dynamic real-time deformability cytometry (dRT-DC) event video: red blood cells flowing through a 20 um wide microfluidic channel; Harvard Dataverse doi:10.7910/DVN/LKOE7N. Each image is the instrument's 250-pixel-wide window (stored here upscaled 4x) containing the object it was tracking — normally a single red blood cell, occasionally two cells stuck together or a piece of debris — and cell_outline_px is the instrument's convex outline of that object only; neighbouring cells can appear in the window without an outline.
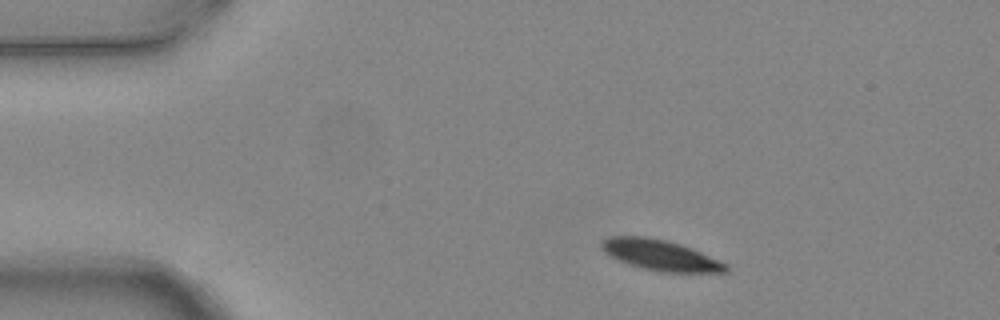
{"species": "common noctule bat (a hibernating species)", "species_latin": "Nyctalus noctula", "temperature_condition": "warm", "stored_images_in_passage": 3, "camera_frame_rate_fps": 3000, "um_per_image_px": 0.085, "animal": {"sex": "female", "body_mass_g": 24.6, "forearm_length_mm": 56.2}, "frame": {"image": 1, "passage_image": 1, "time_ms": 0.0, "image_size_px": [1000, 320], "cell_outline_px": [[728, 272], [660, 272], [640, 268], [628, 264], [604, 252], [600, 248], [600, 244], [608, 236], [648, 236], [668, 240], [692, 248], [728, 264]], "centroid_in_image_um": [56.13, 21.68], "position_along_channel_um": 28.9, "area_um2": 22.31}}
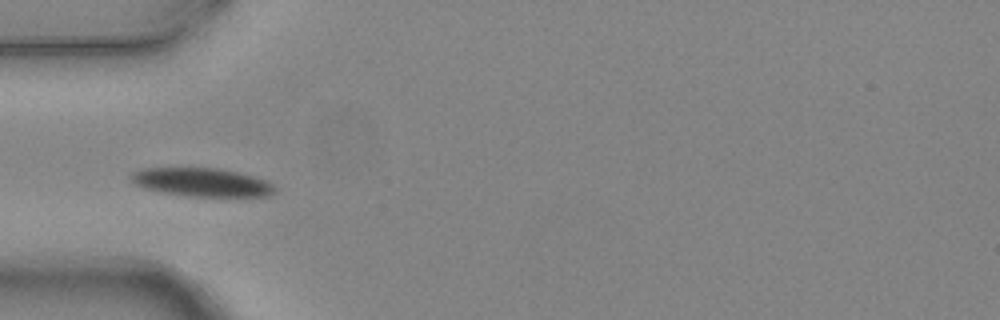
{"frame": {"image": 2, "passage_image": 3, "time_ms": 0.667, "image_size_px": [1000, 320], "cell_outline_px": [[276, 188], [272, 192], [264, 196], [184, 196], [144, 188], [136, 184], [128, 176], [132, 172], [140, 168], [216, 168], [236, 172], [268, 180]], "centroid_in_image_um": [17.11, 15.48], "position_along_channel_um": 67.9, "area_um2": 23.64}}